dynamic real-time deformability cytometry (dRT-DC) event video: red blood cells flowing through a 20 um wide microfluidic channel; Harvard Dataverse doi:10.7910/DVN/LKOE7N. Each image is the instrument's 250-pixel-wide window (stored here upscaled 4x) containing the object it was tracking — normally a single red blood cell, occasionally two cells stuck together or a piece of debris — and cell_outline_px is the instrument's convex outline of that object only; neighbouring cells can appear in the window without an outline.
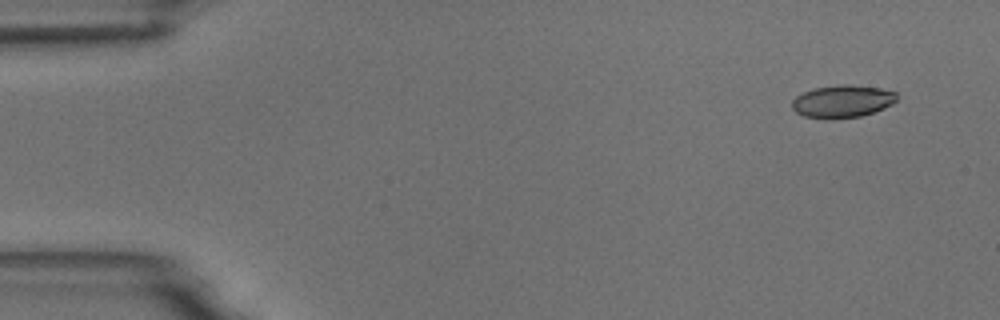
{"species": "common noctule bat (a hibernating species)", "species_latin": "Nyctalus noctula", "temperature_condition": "room temperature", "stored_images_in_passage": 6, "camera_frame_rate_fps": 3000, "um_per_image_px": 0.085, "animal": {"sex": "male", "body_mass_g": 18.8}, "frame": {"image": 1, "passage_image": 1, "time_ms": 0.0, "image_size_px": [1000, 320], "cell_outline_px": [[896, 100], [892, 104], [884, 108], [860, 116], [804, 116], [796, 112], [792, 108], [792, 100], [796, 96], [804, 92], [816, 88], [840, 84], [852, 84], [880, 88], [896, 92]], "centroid_in_image_um": [71.63, 8.56], "position_along_channel_um": 13.4, "area_um2": 19.13}}
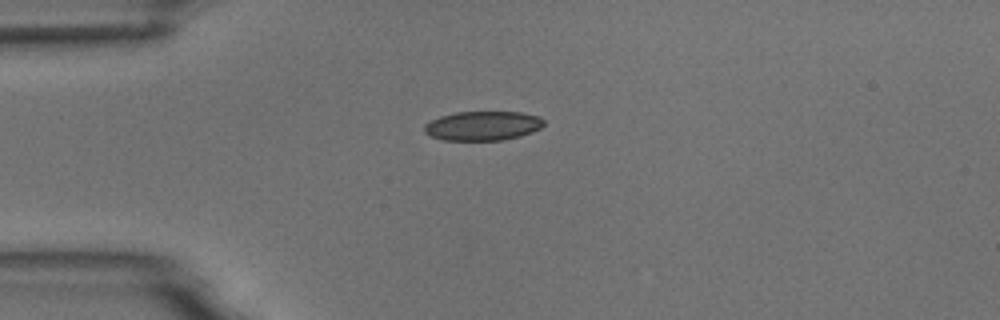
{"frame": {"image": 2, "passage_image": 4, "time_ms": 3.333, "image_size_px": [1000, 320], "cell_outline_px": [[544, 124], [540, 128], [532, 132], [520, 136], [504, 140], [444, 140], [432, 136], [424, 132], [424, 124], [440, 116], [456, 112], [520, 112], [540, 116], [544, 120]], "centroid_in_image_um": [41.05, 10.69], "position_along_channel_um": 43.9, "area_um2": 20.4}}